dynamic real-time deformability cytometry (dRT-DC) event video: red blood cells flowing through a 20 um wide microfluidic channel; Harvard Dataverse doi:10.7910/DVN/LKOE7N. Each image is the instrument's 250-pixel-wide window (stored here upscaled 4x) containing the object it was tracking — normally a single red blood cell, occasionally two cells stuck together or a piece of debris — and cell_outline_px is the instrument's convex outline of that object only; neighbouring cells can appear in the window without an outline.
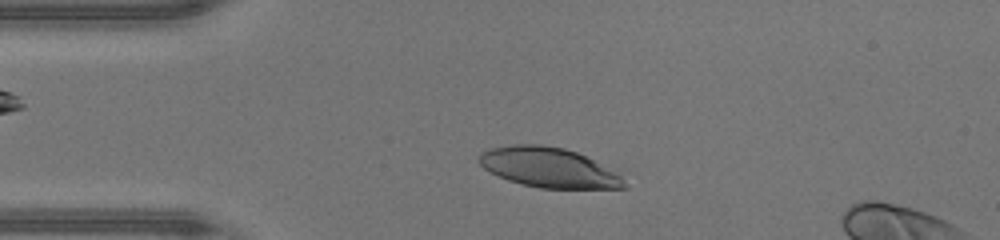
{"species": "human", "species_latin": "Homo sapiens", "temperature_condition": "warm", "stored_images_in_passage": 34, "camera_frame_rate_fps": 3000, "um_per_image_px": 0.085, "donor": {"sex": "male"}, "frame": {"image": 1, "passage_image": 6, "time_ms": 1.667, "image_size_px": [1000, 240], "cell_outline_px": [[628, 188], [540, 188], [508, 180], [484, 168], [476, 160], [476, 156], [480, 152], [492, 148], [512, 144], [540, 144], [564, 148], [624, 168], [628, 172]], "centroid_in_image_um": [46.89, 14.23], "position_along_channel_um": 38.1, "area_um2": 35.32}}
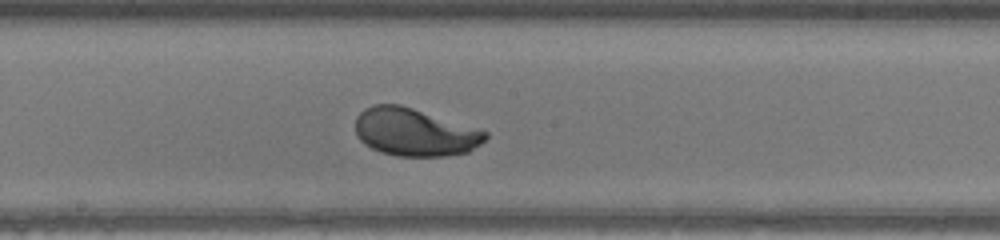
{"frame": {"image": 2, "passage_image": 20, "time_ms": 6.333, "image_size_px": [1000, 240], "cell_outline_px": [[488, 136], [480, 144], [468, 152], [444, 156], [396, 156], [380, 152], [364, 144], [360, 140], [356, 132], [356, 116], [364, 108], [372, 104], [400, 104], [488, 132]], "centroid_in_image_um": [35.21, 11.24], "position_along_channel_um": 213.0, "area_um2": 36.01}}
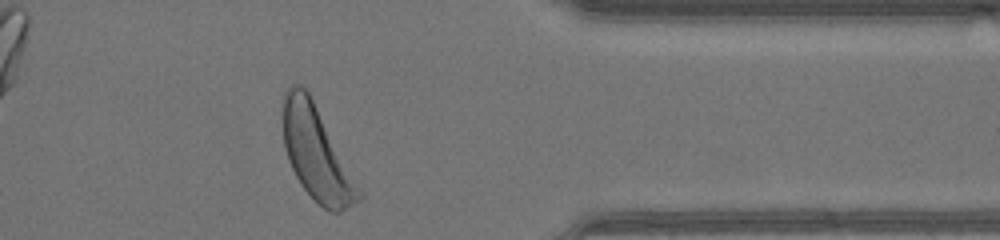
{"frame": {"image": 3, "passage_image": 33, "time_ms": 10.667, "image_size_px": [1000, 240], "cell_outline_px": [[364, 196], [360, 200], [340, 212], [328, 212], [300, 184], [288, 160], [284, 148], [280, 116], [284, 92], [292, 84], [300, 84], [308, 92], [364, 192]], "centroid_in_image_um": [26.89, 13.03], "position_along_channel_um": 384.5, "area_um2": 41.62}, "authors_computed_cell_mechanics": {"area_um2": 36.3273, "velocity_mm_per_s": 4.3698, "shape_relaxation_time_tau1_ms": 2.0662, "shape_relaxation_time_tau2_ms": null, "deformation_change_tau1": 0.1736, "deformation_change_tau2": null}}